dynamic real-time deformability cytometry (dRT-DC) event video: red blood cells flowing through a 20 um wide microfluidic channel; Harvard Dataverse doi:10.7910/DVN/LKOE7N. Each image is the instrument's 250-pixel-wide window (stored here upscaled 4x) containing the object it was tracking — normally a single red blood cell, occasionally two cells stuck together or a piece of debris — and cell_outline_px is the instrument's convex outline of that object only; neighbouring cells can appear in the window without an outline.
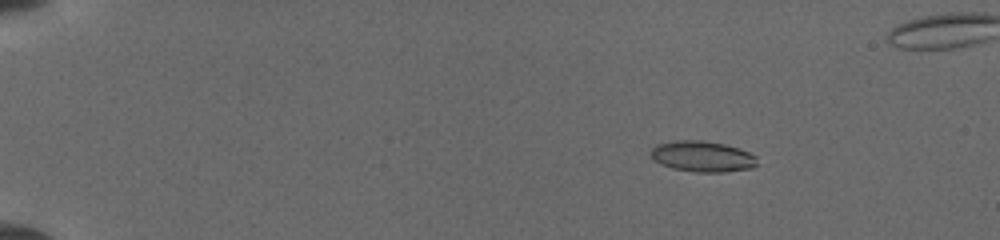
{"species": "common noctule bat (a hibernating species)", "species_latin": "Nyctalus noctula", "temperature_condition": "cold", "stored_images_in_passage": 21, "camera_frame_rate_fps": 3000, "um_per_image_px": 0.085, "animal": {"sex": "female", "body_mass_g": 19.5, "forearm_length_mm": 54.1}, "frame": {"image": 1, "passage_image": 3, "time_ms": 1.667, "image_size_px": [1000, 240], "cell_outline_px": [[756, 164], [752, 168], [724, 172], [696, 172], [672, 168], [656, 160], [652, 156], [652, 148], [656, 144], [676, 140], [704, 140], [724, 144], [748, 152], [756, 156]], "centroid_in_image_um": [59.72, 13.29], "position_along_channel_um": 25.3, "area_um2": 18.84}}
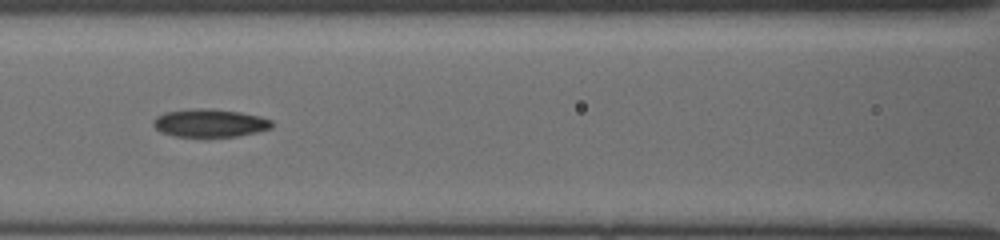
{"frame": {"image": 2, "passage_image": 15, "time_ms": 7.333, "image_size_px": [1000, 240], "cell_outline_px": [[272, 128], [256, 132], [236, 136], [208, 140], [172, 136], [160, 132], [152, 124], [152, 120], [156, 116], [164, 112], [200, 108], [212, 108], [240, 112], [260, 116], [272, 120]], "centroid_in_image_um": [17.79, 10.5], "position_along_channel_um": 148.8, "area_um2": 20.29}}
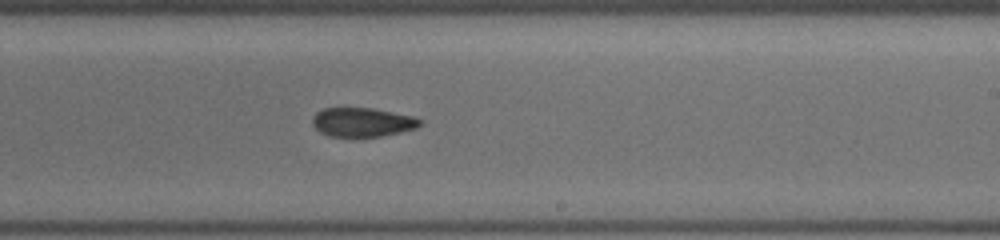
{"frame": {"image": 3, "passage_image": 21, "time_ms": 10.0, "image_size_px": [1000, 240], "cell_outline_px": [[424, 124], [416, 128], [400, 132], [380, 136], [328, 136], [320, 132], [312, 124], [312, 116], [316, 112], [324, 108], [372, 108], [412, 116], [420, 120]], "centroid_in_image_um": [30.78, 10.38], "position_along_channel_um": 258.2, "area_um2": 18.09}}